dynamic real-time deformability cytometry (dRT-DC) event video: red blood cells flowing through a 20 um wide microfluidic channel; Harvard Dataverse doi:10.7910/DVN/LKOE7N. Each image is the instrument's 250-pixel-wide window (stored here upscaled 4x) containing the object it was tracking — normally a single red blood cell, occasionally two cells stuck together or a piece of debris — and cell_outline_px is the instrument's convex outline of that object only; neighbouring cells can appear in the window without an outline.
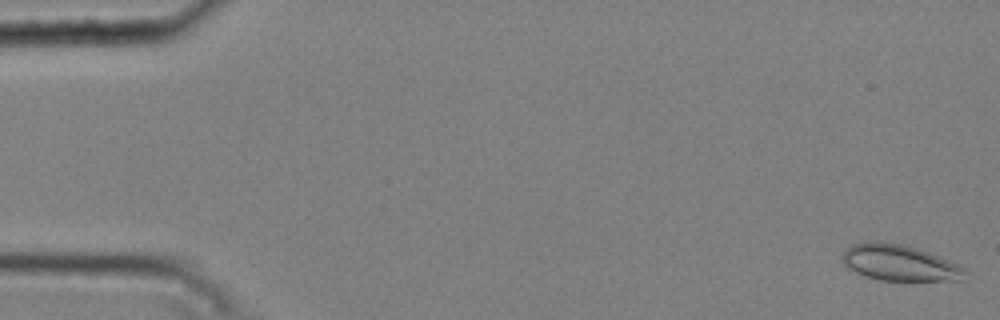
{"species": "common noctule bat (a hibernating species)", "species_latin": "Nyctalus noctula", "temperature_condition": "cold", "stored_images_in_passage": 51, "camera_frame_rate_fps": 3000, "um_per_image_px": 0.085, "animal": {"sex": "male", "body_mass_g": 20.4}, "frame": {"image": 1, "passage_image": 1, "time_ms": 0.0, "image_size_px": [1000, 320], "cell_outline_px": [[964, 272], [960, 280], [880, 280], [864, 276], [848, 268], [844, 264], [840, 256], [844, 248], [852, 244], [880, 240], [900, 244], [916, 248], [928, 252], [956, 264], [964, 268]], "centroid_in_image_um": [76.33, 22.32], "position_along_channel_um": 8.7, "area_um2": 25.49}}
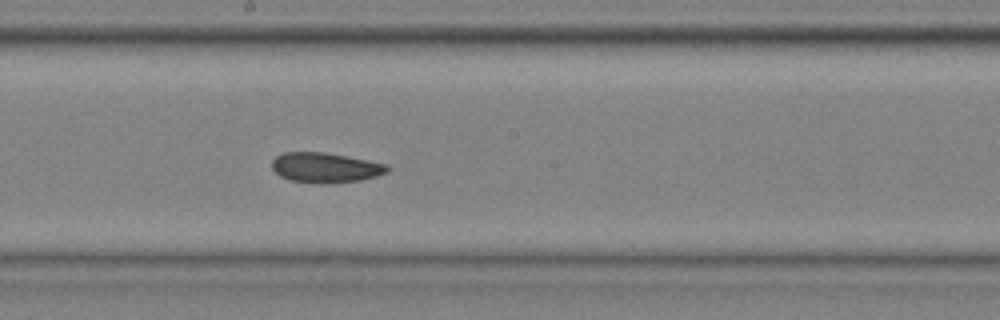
{"frame": {"image": 2, "passage_image": 29, "time_ms": 9.333, "image_size_px": [1000, 320], "cell_outline_px": [[392, 168], [388, 172], [376, 176], [360, 180], [324, 184], [320, 184], [292, 180], [280, 176], [272, 168], [272, 160], [276, 156], [284, 152], [324, 152], [368, 160], [388, 164]], "centroid_in_image_um": [27.69, 14.24], "position_along_channel_um": 220.5, "area_um2": 20.23}}
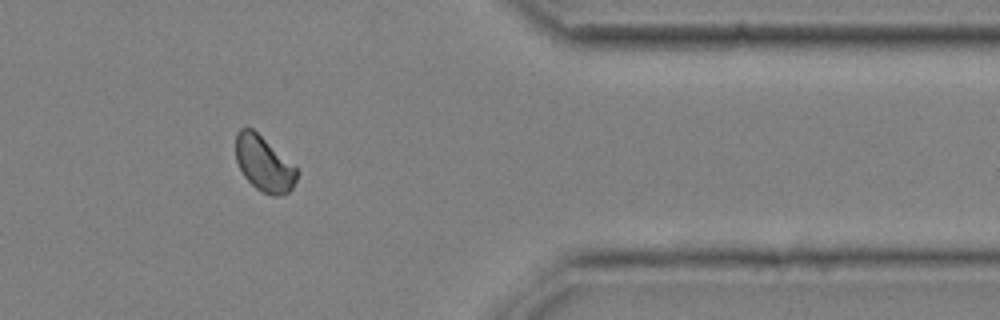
{"frame": {"image": 3, "passage_image": 44, "time_ms": 14.333, "image_size_px": [1000, 320], "cell_outline_px": [[296, 180], [292, 188], [288, 192], [276, 196], [272, 196], [256, 188], [244, 176], [236, 160], [236, 132], [240, 128], [252, 128], [296, 168]], "centroid_in_image_um": [22.4, 13.92], "position_along_channel_um": 389.0, "area_um2": 19.07}}